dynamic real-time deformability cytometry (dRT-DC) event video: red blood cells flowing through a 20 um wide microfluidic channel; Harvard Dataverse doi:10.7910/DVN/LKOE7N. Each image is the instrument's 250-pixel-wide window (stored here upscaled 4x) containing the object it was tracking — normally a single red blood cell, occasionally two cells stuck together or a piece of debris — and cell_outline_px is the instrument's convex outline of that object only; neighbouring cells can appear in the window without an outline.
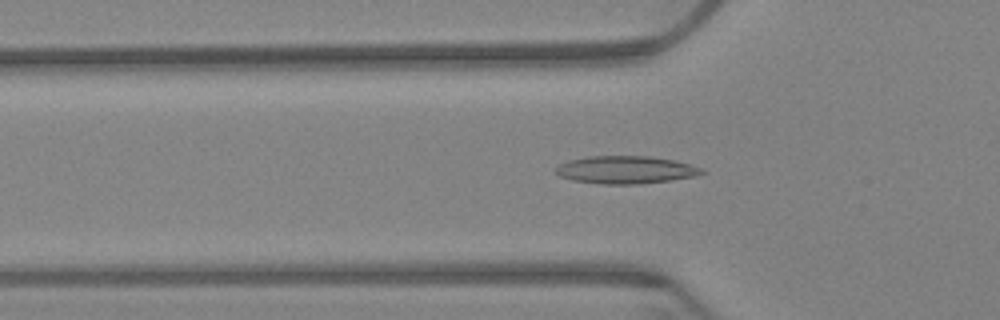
{"species": "Egyptian fruit bat (a non-hibernating species)", "species_latin": "Rousettus aegyptiacus", "temperature_condition": "warm", "stored_images_in_passage": 59, "camera_frame_rate_fps": 3000, "um_per_image_px": 0.085, "animal": {"sex": "female"}, "frame": {"image": 1, "passage_image": 18, "time_ms": 5.667, "image_size_px": [1000, 320], "cell_outline_px": [[704, 172], [696, 176], [672, 180], [636, 184], [600, 184], [572, 180], [560, 176], [556, 172], [556, 168], [560, 164], [568, 160], [588, 156], [648, 156], [676, 160], [700, 168]], "centroid_in_image_um": [53.16, 14.43], "position_along_channel_um": 72.6, "area_um2": 23.47}}
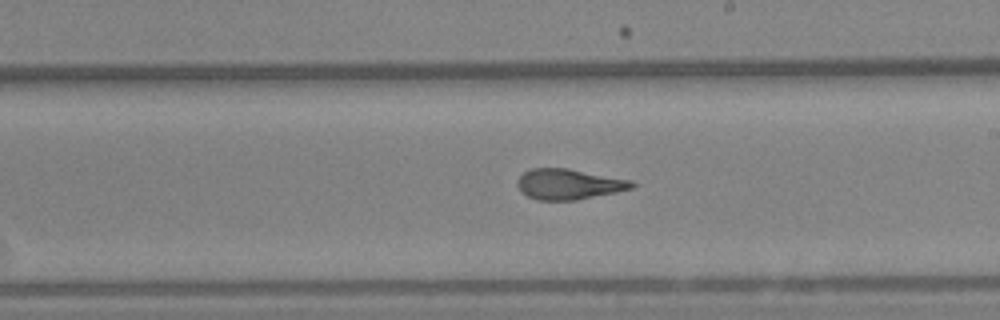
{"frame": {"image": 2, "passage_image": 33, "time_ms": 10.667, "image_size_px": [1000, 320], "cell_outline_px": [[636, 184], [632, 188], [616, 192], [576, 200], [536, 200], [528, 196], [516, 184], [516, 180], [524, 172], [532, 168], [568, 168], [632, 180]], "centroid_in_image_um": [48.35, 15.65], "position_along_channel_um": 240.6, "area_um2": 20.29}}
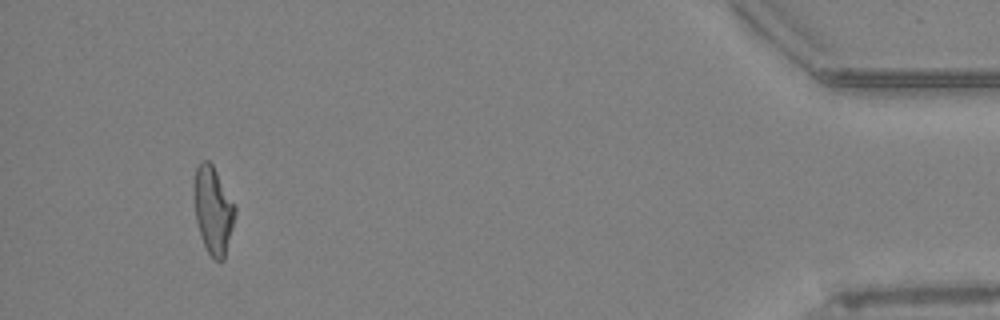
{"frame": {"image": 3, "passage_image": 55, "time_ms": 18.0, "image_size_px": [1000, 320], "cell_outline_px": [[236, 212], [224, 260], [216, 260], [208, 252], [200, 236], [196, 220], [192, 196], [196, 168], [200, 160], [208, 160], [212, 164], [236, 208]], "centroid_in_image_um": [18.08, 17.84], "position_along_channel_um": 417.1, "area_um2": 20.81}, "authors_computed_cell_mechanics": {"area_um2": 20.8658, "velocity_mm_per_s": 3.3699, "shape_relaxation_time_tau1_ms": null, "shape_relaxation_time_tau2_ms": 1.9667, "deformation_change_tau1": null, "deformation_change_tau2": 0.1031}}